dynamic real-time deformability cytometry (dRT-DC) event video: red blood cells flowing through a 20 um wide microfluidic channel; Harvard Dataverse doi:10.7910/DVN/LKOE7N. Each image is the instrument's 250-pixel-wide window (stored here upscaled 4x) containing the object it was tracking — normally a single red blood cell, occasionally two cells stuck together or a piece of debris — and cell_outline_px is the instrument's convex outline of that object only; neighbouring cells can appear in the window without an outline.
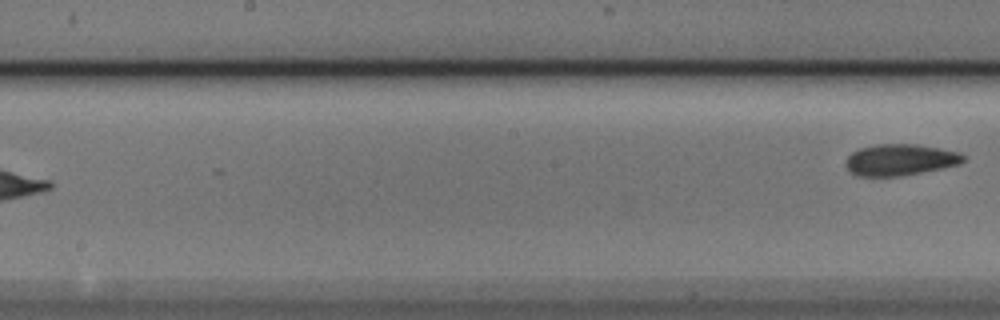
{"species": "Egyptian fruit bat (a non-hibernating species)", "species_latin": "Rousettus aegyptiacus", "temperature_condition": "cold", "stored_images_in_passage": 8, "segment_of_instrument_passage": [2, 2], "camera_frame_rate_fps": 3000, "um_per_image_px": 0.085, "animal": {"sex": "male"}, "frame": {"image": 1, "passage_image": 8, "time_ms": 2.333, "image_size_px": [1000, 320], "cell_outline_px": [[964, 160], [960, 164], [944, 168], [900, 176], [860, 176], [852, 172], [844, 164], [844, 160], [852, 152], [860, 148], [876, 144], [916, 144], [940, 148], [960, 152], [964, 156]], "centroid_in_image_um": [76.52, 13.58], "position_along_channel_um": 171.7, "area_um2": 21.56}}